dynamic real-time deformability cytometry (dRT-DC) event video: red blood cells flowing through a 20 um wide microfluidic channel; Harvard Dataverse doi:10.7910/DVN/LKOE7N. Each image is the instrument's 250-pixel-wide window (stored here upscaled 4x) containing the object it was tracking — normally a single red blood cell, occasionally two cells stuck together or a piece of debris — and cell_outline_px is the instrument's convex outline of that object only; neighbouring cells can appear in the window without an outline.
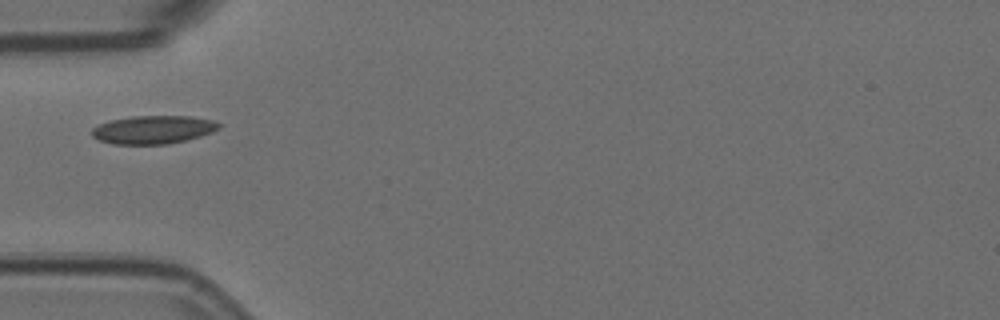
{"species": "Egyptian fruit bat (a non-hibernating species)", "species_latin": "Rousettus aegyptiacus", "temperature_condition": "room temperature", "stored_images_in_passage": 13, "camera_frame_rate_fps": 3000, "um_per_image_px": 0.085, "animal": {"sex": "female"}, "frame": {"image": 1, "passage_image": 1, "time_ms": 0.0, "image_size_px": [1000, 320], "cell_outline_px": [[220, 128], [212, 132], [200, 136], [168, 144], [112, 144], [100, 140], [92, 136], [92, 128], [108, 120], [132, 116], [192, 116], [212, 120], [220, 124]], "centroid_in_image_um": [13.01, 11.01], "position_along_channel_um": 72.0, "area_um2": 20.87}}
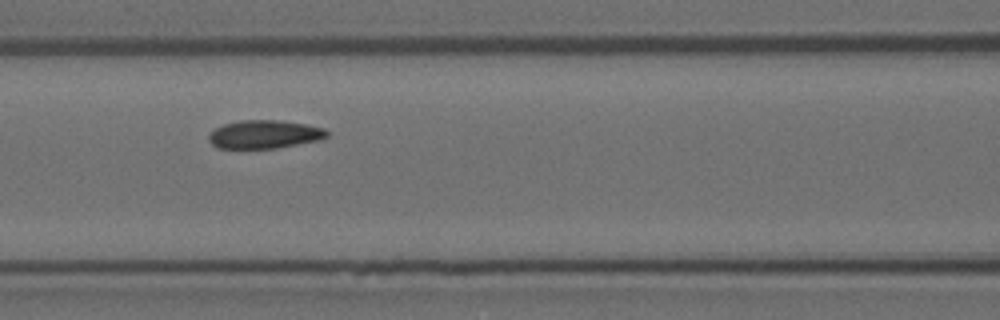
{"frame": {"image": 2, "passage_image": 7, "time_ms": 2.0, "image_size_px": [1000, 320], "cell_outline_px": [[328, 136], [320, 140], [276, 148], [216, 148], [208, 140], [208, 136], [216, 128], [224, 124], [240, 120], [280, 120], [304, 124], [324, 128], [328, 132]], "centroid_in_image_um": [22.48, 11.42], "position_along_channel_um": 144.1, "area_um2": 19.42}}
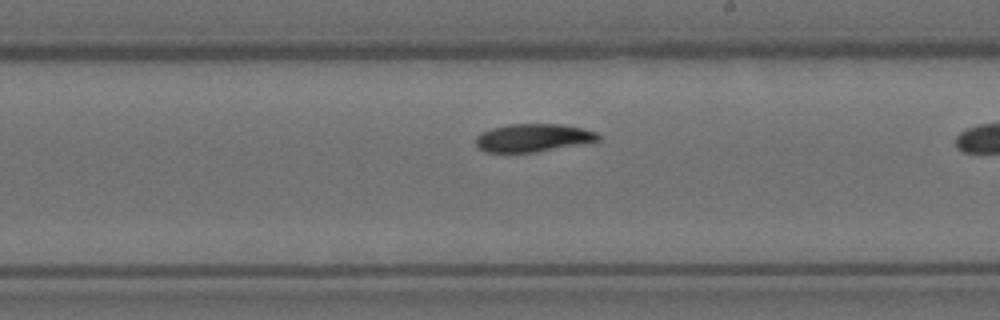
{"frame": {"image": 3, "passage_image": 12, "time_ms": 3.667, "image_size_px": [1000, 320], "cell_outline_px": [[600, 140], [592, 144], [536, 152], [484, 152], [476, 144], [476, 136], [480, 132], [492, 128], [508, 124], [560, 124], [580, 128], [596, 132], [600, 136]], "centroid_in_image_um": [45.37, 11.73], "position_along_channel_um": 243.6, "area_um2": 20.35}}